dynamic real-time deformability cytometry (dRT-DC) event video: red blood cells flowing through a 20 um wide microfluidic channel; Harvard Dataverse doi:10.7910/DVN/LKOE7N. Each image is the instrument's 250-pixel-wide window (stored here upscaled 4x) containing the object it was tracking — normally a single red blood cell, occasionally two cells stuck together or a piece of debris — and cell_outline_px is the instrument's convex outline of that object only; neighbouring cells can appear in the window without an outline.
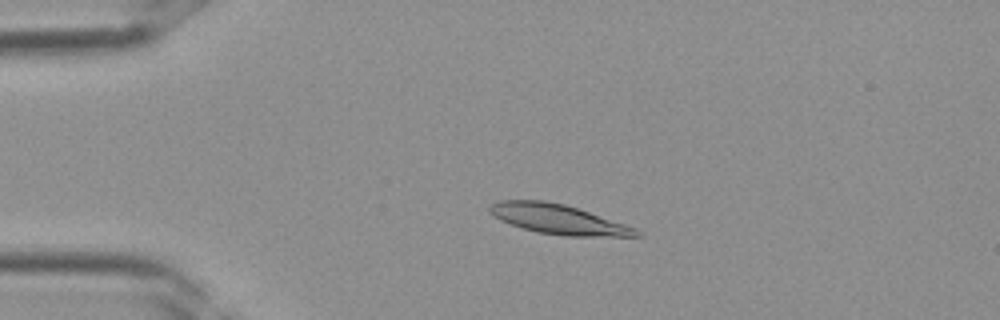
{"species": "Egyptian fruit bat (a non-hibernating species)", "species_latin": "Rousettus aegyptiacus", "temperature_condition": "room temperature", "stored_images_in_passage": 36, "camera_frame_rate_fps": 3000, "um_per_image_px": 0.085, "frame": {"image": 1, "passage_image": 8, "time_ms": 2.333, "image_size_px": [1000, 320], "cell_outline_px": [[644, 236], [568, 236], [536, 232], [500, 220], [488, 212], [488, 208], [492, 204], [500, 200], [544, 200], [564, 204], [636, 228]], "centroid_in_image_um": [47.42, 18.63], "position_along_channel_um": 37.6, "area_um2": 25.03}}
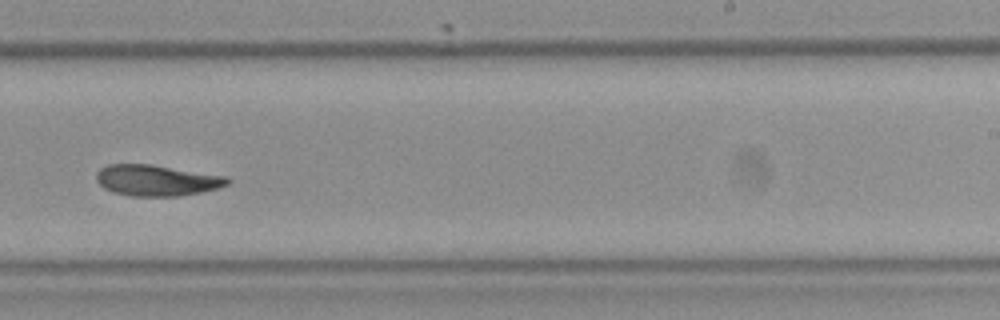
{"frame": {"image": 2, "passage_image": 23, "time_ms": 7.333, "image_size_px": [1000, 320], "cell_outline_px": [[232, 180], [228, 184], [216, 188], [200, 192], [176, 196], [132, 196], [112, 192], [104, 188], [96, 180], [96, 172], [100, 168], [108, 164], [152, 164], [228, 176]], "centroid_in_image_um": [13.31, 15.32], "position_along_channel_um": 275.7, "area_um2": 23.81}}
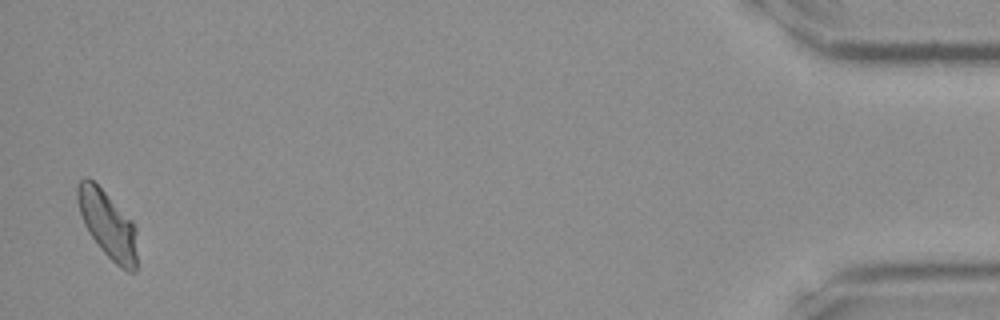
{"frame": {"image": 3, "passage_image": 36, "time_ms": 11.667, "image_size_px": [1000, 320], "cell_outline_px": [[136, 272], [128, 272], [120, 268], [100, 248], [88, 232], [84, 224], [76, 200], [76, 184], [84, 176], [88, 176], [132, 220], [136, 228]], "centroid_in_image_um": [9.13, 19.07], "position_along_channel_um": 426.1, "area_um2": 23.35}}